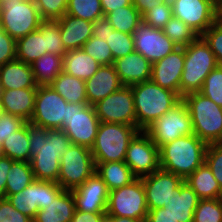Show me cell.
<instances>
[{"mask_svg":"<svg viewBox=\"0 0 222 222\" xmlns=\"http://www.w3.org/2000/svg\"><path fill=\"white\" fill-rule=\"evenodd\" d=\"M27 128L35 180L57 182L60 158L71 145L70 139L61 129L48 130L31 122H27Z\"/></svg>","mask_w":222,"mask_h":222,"instance_id":"6da1fadb","label":"cell"},{"mask_svg":"<svg viewBox=\"0 0 222 222\" xmlns=\"http://www.w3.org/2000/svg\"><path fill=\"white\" fill-rule=\"evenodd\" d=\"M206 148L195 134L177 138L159 148L160 168L185 180L205 162Z\"/></svg>","mask_w":222,"mask_h":222,"instance_id":"7a4b0ae2","label":"cell"},{"mask_svg":"<svg viewBox=\"0 0 222 222\" xmlns=\"http://www.w3.org/2000/svg\"><path fill=\"white\" fill-rule=\"evenodd\" d=\"M130 87L133 92L137 128L140 131H145L182 100L177 93L159 86L151 79Z\"/></svg>","mask_w":222,"mask_h":222,"instance_id":"3957f363","label":"cell"},{"mask_svg":"<svg viewBox=\"0 0 222 222\" xmlns=\"http://www.w3.org/2000/svg\"><path fill=\"white\" fill-rule=\"evenodd\" d=\"M191 116L194 134L208 144L222 143V107L199 92L182 97Z\"/></svg>","mask_w":222,"mask_h":222,"instance_id":"277c9868","label":"cell"},{"mask_svg":"<svg viewBox=\"0 0 222 222\" xmlns=\"http://www.w3.org/2000/svg\"><path fill=\"white\" fill-rule=\"evenodd\" d=\"M185 48L184 68L180 80V97L192 92H199L209 73L218 66L215 55L198 36Z\"/></svg>","mask_w":222,"mask_h":222,"instance_id":"5b68a950","label":"cell"},{"mask_svg":"<svg viewBox=\"0 0 222 222\" xmlns=\"http://www.w3.org/2000/svg\"><path fill=\"white\" fill-rule=\"evenodd\" d=\"M139 131L135 126L100 122L91 148L94 163L124 161L129 142Z\"/></svg>","mask_w":222,"mask_h":222,"instance_id":"8992f818","label":"cell"},{"mask_svg":"<svg viewBox=\"0 0 222 222\" xmlns=\"http://www.w3.org/2000/svg\"><path fill=\"white\" fill-rule=\"evenodd\" d=\"M43 21L34 0H0V27L15 40L37 30Z\"/></svg>","mask_w":222,"mask_h":222,"instance_id":"52a82bcc","label":"cell"},{"mask_svg":"<svg viewBox=\"0 0 222 222\" xmlns=\"http://www.w3.org/2000/svg\"><path fill=\"white\" fill-rule=\"evenodd\" d=\"M100 120L93 106L88 103H67L62 130L71 144L91 149L95 143Z\"/></svg>","mask_w":222,"mask_h":222,"instance_id":"ba28073f","label":"cell"},{"mask_svg":"<svg viewBox=\"0 0 222 222\" xmlns=\"http://www.w3.org/2000/svg\"><path fill=\"white\" fill-rule=\"evenodd\" d=\"M148 207L141 178L109 191L106 215L145 221Z\"/></svg>","mask_w":222,"mask_h":222,"instance_id":"9c48e42d","label":"cell"},{"mask_svg":"<svg viewBox=\"0 0 222 222\" xmlns=\"http://www.w3.org/2000/svg\"><path fill=\"white\" fill-rule=\"evenodd\" d=\"M96 170L91 149L71 144L60 158L57 183L64 190L82 185Z\"/></svg>","mask_w":222,"mask_h":222,"instance_id":"30bf717a","label":"cell"},{"mask_svg":"<svg viewBox=\"0 0 222 222\" xmlns=\"http://www.w3.org/2000/svg\"><path fill=\"white\" fill-rule=\"evenodd\" d=\"M145 132L158 148L177 138L194 134L191 116L183 100L152 123Z\"/></svg>","mask_w":222,"mask_h":222,"instance_id":"8fae6325","label":"cell"},{"mask_svg":"<svg viewBox=\"0 0 222 222\" xmlns=\"http://www.w3.org/2000/svg\"><path fill=\"white\" fill-rule=\"evenodd\" d=\"M93 107L100 122L137 127L133 92L130 86H122Z\"/></svg>","mask_w":222,"mask_h":222,"instance_id":"7c38bea8","label":"cell"},{"mask_svg":"<svg viewBox=\"0 0 222 222\" xmlns=\"http://www.w3.org/2000/svg\"><path fill=\"white\" fill-rule=\"evenodd\" d=\"M64 189L53 181L34 180L19 193L10 195L8 200L12 206L24 215L34 219L39 210L45 208Z\"/></svg>","mask_w":222,"mask_h":222,"instance_id":"4fadbf2b","label":"cell"},{"mask_svg":"<svg viewBox=\"0 0 222 222\" xmlns=\"http://www.w3.org/2000/svg\"><path fill=\"white\" fill-rule=\"evenodd\" d=\"M67 102L50 85L37 86L34 112L29 122L48 130L61 129Z\"/></svg>","mask_w":222,"mask_h":222,"instance_id":"5bb4252c","label":"cell"},{"mask_svg":"<svg viewBox=\"0 0 222 222\" xmlns=\"http://www.w3.org/2000/svg\"><path fill=\"white\" fill-rule=\"evenodd\" d=\"M173 16L201 36L218 20V7L211 0H171Z\"/></svg>","mask_w":222,"mask_h":222,"instance_id":"9a60e30c","label":"cell"},{"mask_svg":"<svg viewBox=\"0 0 222 222\" xmlns=\"http://www.w3.org/2000/svg\"><path fill=\"white\" fill-rule=\"evenodd\" d=\"M124 162L137 178L144 177L160 168L159 148L145 131H139L129 142Z\"/></svg>","mask_w":222,"mask_h":222,"instance_id":"2e32d148","label":"cell"},{"mask_svg":"<svg viewBox=\"0 0 222 222\" xmlns=\"http://www.w3.org/2000/svg\"><path fill=\"white\" fill-rule=\"evenodd\" d=\"M148 210L163 208L174 197L175 191L183 183L178 175L161 168L141 177Z\"/></svg>","mask_w":222,"mask_h":222,"instance_id":"e0dca14e","label":"cell"},{"mask_svg":"<svg viewBox=\"0 0 222 222\" xmlns=\"http://www.w3.org/2000/svg\"><path fill=\"white\" fill-rule=\"evenodd\" d=\"M133 36L135 51L144 56L152 64L162 60L178 48V46L163 33V30L155 29L143 22L135 29Z\"/></svg>","mask_w":222,"mask_h":222,"instance_id":"ac0fdd59","label":"cell"},{"mask_svg":"<svg viewBox=\"0 0 222 222\" xmlns=\"http://www.w3.org/2000/svg\"><path fill=\"white\" fill-rule=\"evenodd\" d=\"M71 191L77 210L106 213L109 190L96 171L82 185Z\"/></svg>","mask_w":222,"mask_h":222,"instance_id":"d6986e66","label":"cell"},{"mask_svg":"<svg viewBox=\"0 0 222 222\" xmlns=\"http://www.w3.org/2000/svg\"><path fill=\"white\" fill-rule=\"evenodd\" d=\"M185 60V48L178 47L162 60L152 64L151 80L180 96V80Z\"/></svg>","mask_w":222,"mask_h":222,"instance_id":"ffe728a7","label":"cell"},{"mask_svg":"<svg viewBox=\"0 0 222 222\" xmlns=\"http://www.w3.org/2000/svg\"><path fill=\"white\" fill-rule=\"evenodd\" d=\"M85 84L87 101L91 106L123 86L114 64L100 66Z\"/></svg>","mask_w":222,"mask_h":222,"instance_id":"44dd1931","label":"cell"},{"mask_svg":"<svg viewBox=\"0 0 222 222\" xmlns=\"http://www.w3.org/2000/svg\"><path fill=\"white\" fill-rule=\"evenodd\" d=\"M114 66L123 86L151 79L152 63L136 51L114 60Z\"/></svg>","mask_w":222,"mask_h":222,"instance_id":"7402d4cb","label":"cell"},{"mask_svg":"<svg viewBox=\"0 0 222 222\" xmlns=\"http://www.w3.org/2000/svg\"><path fill=\"white\" fill-rule=\"evenodd\" d=\"M60 28L61 40L67 51L82 49L86 41L92 37L93 22L65 14L54 20Z\"/></svg>","mask_w":222,"mask_h":222,"instance_id":"603a6c76","label":"cell"},{"mask_svg":"<svg viewBox=\"0 0 222 222\" xmlns=\"http://www.w3.org/2000/svg\"><path fill=\"white\" fill-rule=\"evenodd\" d=\"M37 88L0 90L4 112L29 122L35 106Z\"/></svg>","mask_w":222,"mask_h":222,"instance_id":"cb8c5ba5","label":"cell"},{"mask_svg":"<svg viewBox=\"0 0 222 222\" xmlns=\"http://www.w3.org/2000/svg\"><path fill=\"white\" fill-rule=\"evenodd\" d=\"M37 88L31 64L18 59L0 66V90Z\"/></svg>","mask_w":222,"mask_h":222,"instance_id":"d4e9b609","label":"cell"},{"mask_svg":"<svg viewBox=\"0 0 222 222\" xmlns=\"http://www.w3.org/2000/svg\"><path fill=\"white\" fill-rule=\"evenodd\" d=\"M75 199L70 190H63L53 201L39 210L33 222H70L75 211Z\"/></svg>","mask_w":222,"mask_h":222,"instance_id":"484cf974","label":"cell"},{"mask_svg":"<svg viewBox=\"0 0 222 222\" xmlns=\"http://www.w3.org/2000/svg\"><path fill=\"white\" fill-rule=\"evenodd\" d=\"M199 197L186 181L176 189L174 197L169 201L167 211L179 222H193L194 211Z\"/></svg>","mask_w":222,"mask_h":222,"instance_id":"4316f807","label":"cell"},{"mask_svg":"<svg viewBox=\"0 0 222 222\" xmlns=\"http://www.w3.org/2000/svg\"><path fill=\"white\" fill-rule=\"evenodd\" d=\"M100 66L83 49L67 51L63 56V71L84 81L93 76Z\"/></svg>","mask_w":222,"mask_h":222,"instance_id":"83f0119b","label":"cell"},{"mask_svg":"<svg viewBox=\"0 0 222 222\" xmlns=\"http://www.w3.org/2000/svg\"><path fill=\"white\" fill-rule=\"evenodd\" d=\"M95 166L109 191L128 185L137 178L124 161L95 163Z\"/></svg>","mask_w":222,"mask_h":222,"instance_id":"f1b7e54d","label":"cell"},{"mask_svg":"<svg viewBox=\"0 0 222 222\" xmlns=\"http://www.w3.org/2000/svg\"><path fill=\"white\" fill-rule=\"evenodd\" d=\"M184 181L188 183L200 200L219 197L220 185L205 162Z\"/></svg>","mask_w":222,"mask_h":222,"instance_id":"f546056e","label":"cell"},{"mask_svg":"<svg viewBox=\"0 0 222 222\" xmlns=\"http://www.w3.org/2000/svg\"><path fill=\"white\" fill-rule=\"evenodd\" d=\"M50 86L64 98L67 103H88L85 81L62 71Z\"/></svg>","mask_w":222,"mask_h":222,"instance_id":"4dcf8cb0","label":"cell"},{"mask_svg":"<svg viewBox=\"0 0 222 222\" xmlns=\"http://www.w3.org/2000/svg\"><path fill=\"white\" fill-rule=\"evenodd\" d=\"M33 77L37 86L50 85L63 71V56L43 54L31 63Z\"/></svg>","mask_w":222,"mask_h":222,"instance_id":"1f68e13d","label":"cell"},{"mask_svg":"<svg viewBox=\"0 0 222 222\" xmlns=\"http://www.w3.org/2000/svg\"><path fill=\"white\" fill-rule=\"evenodd\" d=\"M16 59L31 64L46 54L45 36L37 29L16 40Z\"/></svg>","mask_w":222,"mask_h":222,"instance_id":"d6a6232c","label":"cell"},{"mask_svg":"<svg viewBox=\"0 0 222 222\" xmlns=\"http://www.w3.org/2000/svg\"><path fill=\"white\" fill-rule=\"evenodd\" d=\"M35 180L30 162L14 161L7 174L5 198L19 193Z\"/></svg>","mask_w":222,"mask_h":222,"instance_id":"836d02e7","label":"cell"},{"mask_svg":"<svg viewBox=\"0 0 222 222\" xmlns=\"http://www.w3.org/2000/svg\"><path fill=\"white\" fill-rule=\"evenodd\" d=\"M27 122L18 131L6 138L3 143L4 155L13 161L30 162V148Z\"/></svg>","mask_w":222,"mask_h":222,"instance_id":"e575fe53","label":"cell"},{"mask_svg":"<svg viewBox=\"0 0 222 222\" xmlns=\"http://www.w3.org/2000/svg\"><path fill=\"white\" fill-rule=\"evenodd\" d=\"M114 30L133 35L135 29L142 23L141 13L134 5L125 6L105 15Z\"/></svg>","mask_w":222,"mask_h":222,"instance_id":"d590c367","label":"cell"},{"mask_svg":"<svg viewBox=\"0 0 222 222\" xmlns=\"http://www.w3.org/2000/svg\"><path fill=\"white\" fill-rule=\"evenodd\" d=\"M66 14L91 22L104 17L100 0H68Z\"/></svg>","mask_w":222,"mask_h":222,"instance_id":"8d00e7d4","label":"cell"},{"mask_svg":"<svg viewBox=\"0 0 222 222\" xmlns=\"http://www.w3.org/2000/svg\"><path fill=\"white\" fill-rule=\"evenodd\" d=\"M162 30L178 47L187 46L198 37L189 26L174 16Z\"/></svg>","mask_w":222,"mask_h":222,"instance_id":"74e56055","label":"cell"},{"mask_svg":"<svg viewBox=\"0 0 222 222\" xmlns=\"http://www.w3.org/2000/svg\"><path fill=\"white\" fill-rule=\"evenodd\" d=\"M38 30L45 36L46 53L64 56L67 50L61 40L59 25L55 21L44 20Z\"/></svg>","mask_w":222,"mask_h":222,"instance_id":"f35d334b","label":"cell"},{"mask_svg":"<svg viewBox=\"0 0 222 222\" xmlns=\"http://www.w3.org/2000/svg\"><path fill=\"white\" fill-rule=\"evenodd\" d=\"M105 41L112 51L113 60L122 58L135 51L133 35L113 30L109 31Z\"/></svg>","mask_w":222,"mask_h":222,"instance_id":"ab89813d","label":"cell"},{"mask_svg":"<svg viewBox=\"0 0 222 222\" xmlns=\"http://www.w3.org/2000/svg\"><path fill=\"white\" fill-rule=\"evenodd\" d=\"M193 222H222V201L218 198L199 200Z\"/></svg>","mask_w":222,"mask_h":222,"instance_id":"60d3db41","label":"cell"},{"mask_svg":"<svg viewBox=\"0 0 222 222\" xmlns=\"http://www.w3.org/2000/svg\"><path fill=\"white\" fill-rule=\"evenodd\" d=\"M82 49L101 66L114 64L112 51L108 43L98 37H90L83 45Z\"/></svg>","mask_w":222,"mask_h":222,"instance_id":"b9f144b4","label":"cell"},{"mask_svg":"<svg viewBox=\"0 0 222 222\" xmlns=\"http://www.w3.org/2000/svg\"><path fill=\"white\" fill-rule=\"evenodd\" d=\"M173 17L171 0L152 7L142 16V22L155 29L162 30Z\"/></svg>","mask_w":222,"mask_h":222,"instance_id":"7bdbcfd3","label":"cell"},{"mask_svg":"<svg viewBox=\"0 0 222 222\" xmlns=\"http://www.w3.org/2000/svg\"><path fill=\"white\" fill-rule=\"evenodd\" d=\"M203 96L211 99L218 106L222 107V67L217 66L206 77L201 90Z\"/></svg>","mask_w":222,"mask_h":222,"instance_id":"ee69618b","label":"cell"},{"mask_svg":"<svg viewBox=\"0 0 222 222\" xmlns=\"http://www.w3.org/2000/svg\"><path fill=\"white\" fill-rule=\"evenodd\" d=\"M40 17L54 21L66 14L68 0H34Z\"/></svg>","mask_w":222,"mask_h":222,"instance_id":"f6af8a7d","label":"cell"},{"mask_svg":"<svg viewBox=\"0 0 222 222\" xmlns=\"http://www.w3.org/2000/svg\"><path fill=\"white\" fill-rule=\"evenodd\" d=\"M201 37L215 55L218 66L222 67V22L217 20Z\"/></svg>","mask_w":222,"mask_h":222,"instance_id":"bcb514c9","label":"cell"},{"mask_svg":"<svg viewBox=\"0 0 222 222\" xmlns=\"http://www.w3.org/2000/svg\"><path fill=\"white\" fill-rule=\"evenodd\" d=\"M205 163L211 169L214 178L222 186V143L208 144L205 152Z\"/></svg>","mask_w":222,"mask_h":222,"instance_id":"7dc6e473","label":"cell"},{"mask_svg":"<svg viewBox=\"0 0 222 222\" xmlns=\"http://www.w3.org/2000/svg\"><path fill=\"white\" fill-rule=\"evenodd\" d=\"M0 222H33V220L15 209L8 198L0 197Z\"/></svg>","mask_w":222,"mask_h":222,"instance_id":"c3c4849f","label":"cell"},{"mask_svg":"<svg viewBox=\"0 0 222 222\" xmlns=\"http://www.w3.org/2000/svg\"><path fill=\"white\" fill-rule=\"evenodd\" d=\"M26 121L11 115L9 113H4L0 117V143L10 137L12 133L18 131L25 125Z\"/></svg>","mask_w":222,"mask_h":222,"instance_id":"681fc988","label":"cell"},{"mask_svg":"<svg viewBox=\"0 0 222 222\" xmlns=\"http://www.w3.org/2000/svg\"><path fill=\"white\" fill-rule=\"evenodd\" d=\"M16 40L0 29V66L16 59Z\"/></svg>","mask_w":222,"mask_h":222,"instance_id":"f907efd6","label":"cell"},{"mask_svg":"<svg viewBox=\"0 0 222 222\" xmlns=\"http://www.w3.org/2000/svg\"><path fill=\"white\" fill-rule=\"evenodd\" d=\"M145 222H179L168 211L167 207L149 210Z\"/></svg>","mask_w":222,"mask_h":222,"instance_id":"816d5d0a","label":"cell"},{"mask_svg":"<svg viewBox=\"0 0 222 222\" xmlns=\"http://www.w3.org/2000/svg\"><path fill=\"white\" fill-rule=\"evenodd\" d=\"M92 30H93L92 36L105 40L107 35L109 34V31H113L114 29L104 16L98 19L97 21L93 22Z\"/></svg>","mask_w":222,"mask_h":222,"instance_id":"f5cc1de1","label":"cell"},{"mask_svg":"<svg viewBox=\"0 0 222 222\" xmlns=\"http://www.w3.org/2000/svg\"><path fill=\"white\" fill-rule=\"evenodd\" d=\"M106 216V213H89L75 209L70 222H101Z\"/></svg>","mask_w":222,"mask_h":222,"instance_id":"db71d44e","label":"cell"},{"mask_svg":"<svg viewBox=\"0 0 222 222\" xmlns=\"http://www.w3.org/2000/svg\"><path fill=\"white\" fill-rule=\"evenodd\" d=\"M14 161L7 156L0 158V197H5L7 174Z\"/></svg>","mask_w":222,"mask_h":222,"instance_id":"11a10c76","label":"cell"},{"mask_svg":"<svg viewBox=\"0 0 222 222\" xmlns=\"http://www.w3.org/2000/svg\"><path fill=\"white\" fill-rule=\"evenodd\" d=\"M104 16L116 9L132 5V0H100Z\"/></svg>","mask_w":222,"mask_h":222,"instance_id":"9f6ffc18","label":"cell"},{"mask_svg":"<svg viewBox=\"0 0 222 222\" xmlns=\"http://www.w3.org/2000/svg\"><path fill=\"white\" fill-rule=\"evenodd\" d=\"M169 1L170 0H132V4L141 13V16H143L148 10L152 9V7Z\"/></svg>","mask_w":222,"mask_h":222,"instance_id":"6f0895ef","label":"cell"},{"mask_svg":"<svg viewBox=\"0 0 222 222\" xmlns=\"http://www.w3.org/2000/svg\"><path fill=\"white\" fill-rule=\"evenodd\" d=\"M112 222H145L142 220L127 218V217H116V216H107Z\"/></svg>","mask_w":222,"mask_h":222,"instance_id":"680465c9","label":"cell"},{"mask_svg":"<svg viewBox=\"0 0 222 222\" xmlns=\"http://www.w3.org/2000/svg\"><path fill=\"white\" fill-rule=\"evenodd\" d=\"M218 21L222 22V2L218 5Z\"/></svg>","mask_w":222,"mask_h":222,"instance_id":"91938a15","label":"cell"},{"mask_svg":"<svg viewBox=\"0 0 222 222\" xmlns=\"http://www.w3.org/2000/svg\"><path fill=\"white\" fill-rule=\"evenodd\" d=\"M4 150H3V146L2 143H0V158L4 157Z\"/></svg>","mask_w":222,"mask_h":222,"instance_id":"94428289","label":"cell"},{"mask_svg":"<svg viewBox=\"0 0 222 222\" xmlns=\"http://www.w3.org/2000/svg\"><path fill=\"white\" fill-rule=\"evenodd\" d=\"M4 108H3V104L1 103V100H0V117L4 114Z\"/></svg>","mask_w":222,"mask_h":222,"instance_id":"6125c7cd","label":"cell"},{"mask_svg":"<svg viewBox=\"0 0 222 222\" xmlns=\"http://www.w3.org/2000/svg\"><path fill=\"white\" fill-rule=\"evenodd\" d=\"M217 7L222 2V0H211Z\"/></svg>","mask_w":222,"mask_h":222,"instance_id":"be15d7a7","label":"cell"},{"mask_svg":"<svg viewBox=\"0 0 222 222\" xmlns=\"http://www.w3.org/2000/svg\"><path fill=\"white\" fill-rule=\"evenodd\" d=\"M218 199H219L220 201H222V186L220 187V192H219V197H218Z\"/></svg>","mask_w":222,"mask_h":222,"instance_id":"e7e4bbea","label":"cell"},{"mask_svg":"<svg viewBox=\"0 0 222 222\" xmlns=\"http://www.w3.org/2000/svg\"><path fill=\"white\" fill-rule=\"evenodd\" d=\"M101 222H112L107 216Z\"/></svg>","mask_w":222,"mask_h":222,"instance_id":"03108f58","label":"cell"}]
</instances>
